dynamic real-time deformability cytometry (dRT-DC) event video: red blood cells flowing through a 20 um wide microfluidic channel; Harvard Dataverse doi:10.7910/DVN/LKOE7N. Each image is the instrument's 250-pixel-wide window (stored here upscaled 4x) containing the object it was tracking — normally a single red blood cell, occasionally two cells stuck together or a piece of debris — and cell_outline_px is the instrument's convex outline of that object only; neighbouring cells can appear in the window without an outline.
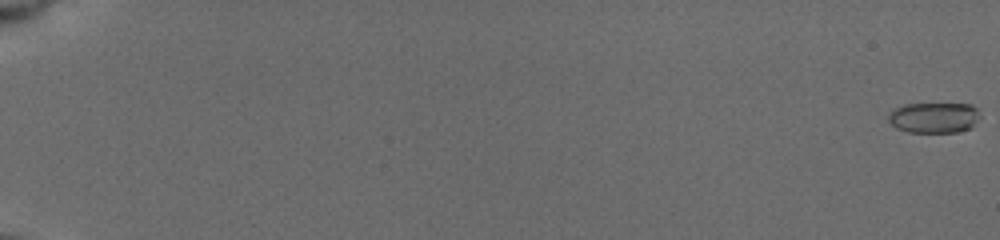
{"species": "common noctule bat (a hibernating species)", "species_latin": "Nyctalus noctula", "temperature_condition": "cold", "stored_images_in_passage": 59, "camera_frame_rate_fps": 3000, "um_per_image_px": 0.085, "animal": {"sex": "female", "body_mass_g": 19.5, "forearm_length_mm": 54.1}, "frame": {"image": 1, "passage_image": 1, "time_ms": 0.0, "image_size_px": [1000, 240], "cell_outline_px": [[980, 116], [972, 128], [956, 132], [908, 132], [896, 128], [888, 120], [888, 116], [892, 108], [904, 104], [972, 104], [976, 108]], "centroid_in_image_um": [79.38, 9.99], "position_along_channel_um": 5.6, "area_um2": 16.47}}
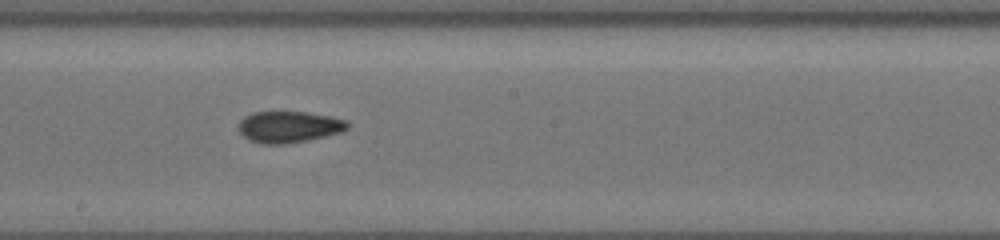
{"frame": {"image": 2, "passage_image": 36, "time_ms": 11.667, "image_size_px": [1000, 240], "cell_outline_px": [[348, 128], [340, 132], [324, 136], [284, 144], [260, 144], [248, 140], [240, 132], [240, 120], [244, 116], [252, 112], [308, 112], [348, 120]], "centroid_in_image_um": [24.53, 10.78], "position_along_channel_um": 223.7, "area_um2": 19.77}}
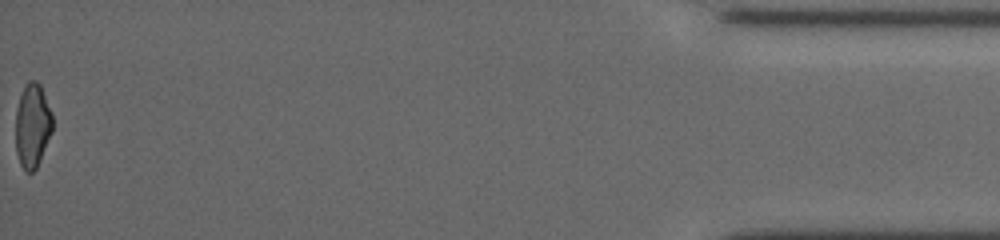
{"frame": {"image": 3, "passage_image": 59, "time_ms": 19.333, "image_size_px": [1000, 240], "cell_outline_px": [[52, 132], [40, 160], [36, 168], [32, 172], [24, 172], [20, 164], [16, 152], [16, 108], [24, 84], [28, 80], [36, 80], [40, 84], [52, 112]], "centroid_in_image_um": [2.75, 10.66], "position_along_channel_um": 432.4, "area_um2": 18.26}, "authors_computed_cell_mechanics": {"area_um2": 18.8428, "velocity_mm_per_s": 3.7763, "shape_relaxation_time_tau1_ms": 8.5777, "shape_relaxation_time_tau2_ms": 2.6653, "deformation_change_tau1": 0.1608, "deformation_change_tau2": 0.0923}}